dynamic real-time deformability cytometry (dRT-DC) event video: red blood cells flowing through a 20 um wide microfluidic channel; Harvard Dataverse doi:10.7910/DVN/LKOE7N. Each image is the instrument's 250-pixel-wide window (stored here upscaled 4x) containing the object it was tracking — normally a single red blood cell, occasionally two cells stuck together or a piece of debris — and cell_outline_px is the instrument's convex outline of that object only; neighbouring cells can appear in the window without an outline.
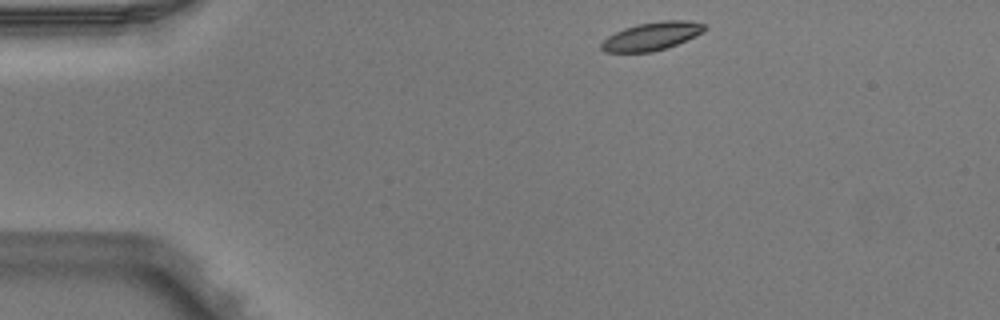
{"species": "Egyptian fruit bat (a non-hibernating species)", "species_latin": "Rousettus aegyptiacus", "temperature_condition": "warm", "stored_images_in_passage": 3, "camera_frame_rate_fps": 3000, "um_per_image_px": 0.085, "animal": {"sex": "male"}, "frame": {"image": 1, "passage_image": 1, "time_ms": 0.0, "image_size_px": [1000, 320], "cell_outline_px": [[708, 28], [704, 32], [696, 36], [676, 44], [652, 52], [604, 52], [600, 48], [600, 44], [608, 36], [624, 28], [636, 24], [660, 20], [688, 20], [708, 24]], "centroid_in_image_um": [55.44, 3.05], "position_along_channel_um": 29.6, "area_um2": 17.11}}